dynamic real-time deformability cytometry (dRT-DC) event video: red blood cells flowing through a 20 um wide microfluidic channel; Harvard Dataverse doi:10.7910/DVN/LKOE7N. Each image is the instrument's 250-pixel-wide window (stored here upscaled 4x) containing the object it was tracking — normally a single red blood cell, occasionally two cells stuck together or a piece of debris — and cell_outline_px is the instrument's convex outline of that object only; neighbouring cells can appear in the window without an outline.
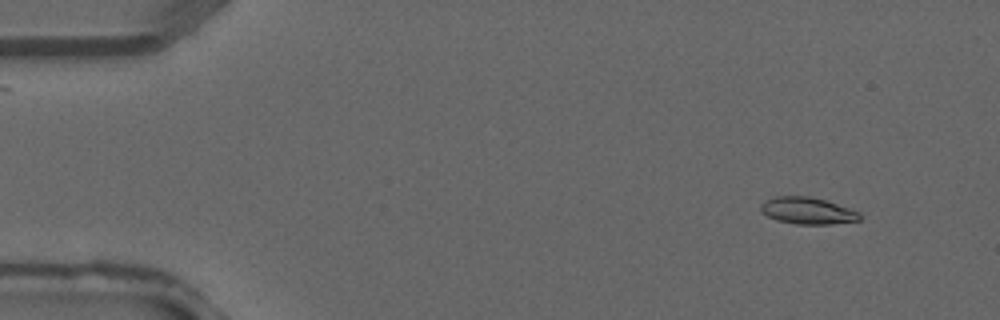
{"species": "common noctule bat (a hibernating species)", "species_latin": "Nyctalus noctula", "temperature_condition": "warm", "stored_images_in_passage": 5, "camera_frame_rate_fps": 3000, "um_per_image_px": 0.085, "animal": {"sex": "male", "forearm_length_mm": 52.5}, "frame": {"image": 1, "passage_image": 2, "time_ms": 0.333, "image_size_px": [1000, 320], "cell_outline_px": [[864, 216], [860, 220], [832, 224], [796, 224], [776, 220], [760, 212], [760, 204], [764, 200], [776, 196], [808, 196], [828, 200], [860, 212]], "centroid_in_image_um": [68.66, 17.9], "position_along_channel_um": 16.3, "area_um2": 15.78}}
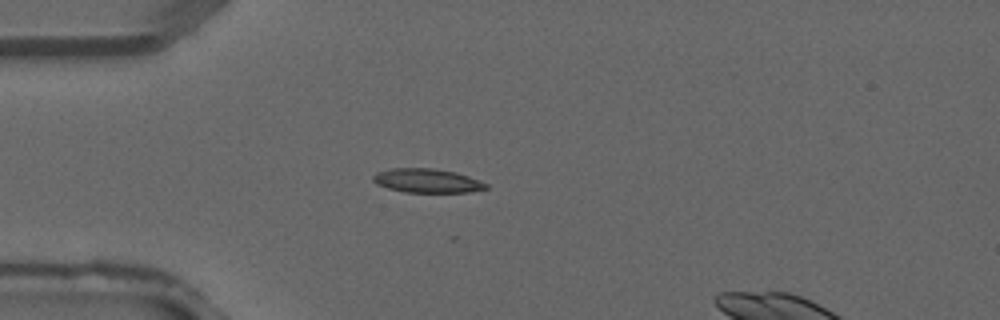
{"frame": {"image": 2, "passage_image": 4, "time_ms": 1.0, "image_size_px": [1000, 320], "cell_outline_px": [[488, 188], [468, 192], [404, 192], [388, 188], [376, 184], [372, 180], [372, 176], [376, 172], [392, 168], [432, 168], [456, 172], [468, 176], [488, 184]], "centroid_in_image_um": [36.27, 15.35], "position_along_channel_um": 48.7, "area_um2": 15.78}}